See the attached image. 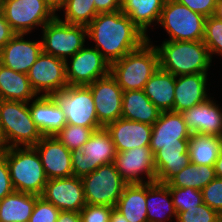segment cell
<instances>
[{"mask_svg": "<svg viewBox=\"0 0 222 222\" xmlns=\"http://www.w3.org/2000/svg\"><path fill=\"white\" fill-rule=\"evenodd\" d=\"M87 35L96 42L95 48L110 65L148 40V35L121 10L97 14L87 25Z\"/></svg>", "mask_w": 222, "mask_h": 222, "instance_id": "1", "label": "cell"}, {"mask_svg": "<svg viewBox=\"0 0 222 222\" xmlns=\"http://www.w3.org/2000/svg\"><path fill=\"white\" fill-rule=\"evenodd\" d=\"M159 55V68L174 76L207 74L212 58L203 40L164 41L155 46Z\"/></svg>", "mask_w": 222, "mask_h": 222, "instance_id": "2", "label": "cell"}, {"mask_svg": "<svg viewBox=\"0 0 222 222\" xmlns=\"http://www.w3.org/2000/svg\"><path fill=\"white\" fill-rule=\"evenodd\" d=\"M159 69V55L148 40L138 49L111 64L110 74L123 91L144 90L146 82Z\"/></svg>", "mask_w": 222, "mask_h": 222, "instance_id": "3", "label": "cell"}, {"mask_svg": "<svg viewBox=\"0 0 222 222\" xmlns=\"http://www.w3.org/2000/svg\"><path fill=\"white\" fill-rule=\"evenodd\" d=\"M6 160L14 190L41 196L48 179L36 149L6 148Z\"/></svg>", "mask_w": 222, "mask_h": 222, "instance_id": "4", "label": "cell"}, {"mask_svg": "<svg viewBox=\"0 0 222 222\" xmlns=\"http://www.w3.org/2000/svg\"><path fill=\"white\" fill-rule=\"evenodd\" d=\"M27 105L23 101L0 100V131L5 148L34 146L43 137Z\"/></svg>", "mask_w": 222, "mask_h": 222, "instance_id": "5", "label": "cell"}, {"mask_svg": "<svg viewBox=\"0 0 222 222\" xmlns=\"http://www.w3.org/2000/svg\"><path fill=\"white\" fill-rule=\"evenodd\" d=\"M206 17L176 0H166L159 23L170 35L169 41H200L204 37Z\"/></svg>", "mask_w": 222, "mask_h": 222, "instance_id": "6", "label": "cell"}, {"mask_svg": "<svg viewBox=\"0 0 222 222\" xmlns=\"http://www.w3.org/2000/svg\"><path fill=\"white\" fill-rule=\"evenodd\" d=\"M116 148L106 128L95 130L82 148L71 151L73 176L82 177L99 166L114 163Z\"/></svg>", "mask_w": 222, "mask_h": 222, "instance_id": "7", "label": "cell"}, {"mask_svg": "<svg viewBox=\"0 0 222 222\" xmlns=\"http://www.w3.org/2000/svg\"><path fill=\"white\" fill-rule=\"evenodd\" d=\"M81 180L86 204L90 205L115 207L127 185L114 163L99 166Z\"/></svg>", "mask_w": 222, "mask_h": 222, "instance_id": "8", "label": "cell"}, {"mask_svg": "<svg viewBox=\"0 0 222 222\" xmlns=\"http://www.w3.org/2000/svg\"><path fill=\"white\" fill-rule=\"evenodd\" d=\"M42 28L44 53L66 61L85 46L87 26L65 23L56 16Z\"/></svg>", "mask_w": 222, "mask_h": 222, "instance_id": "9", "label": "cell"}, {"mask_svg": "<svg viewBox=\"0 0 222 222\" xmlns=\"http://www.w3.org/2000/svg\"><path fill=\"white\" fill-rule=\"evenodd\" d=\"M52 97L65 114L67 124L103 128L97 118L95 104L88 86H67Z\"/></svg>", "mask_w": 222, "mask_h": 222, "instance_id": "10", "label": "cell"}, {"mask_svg": "<svg viewBox=\"0 0 222 222\" xmlns=\"http://www.w3.org/2000/svg\"><path fill=\"white\" fill-rule=\"evenodd\" d=\"M3 16L16 34L31 32L34 26H44L56 14L45 0H4Z\"/></svg>", "mask_w": 222, "mask_h": 222, "instance_id": "11", "label": "cell"}, {"mask_svg": "<svg viewBox=\"0 0 222 222\" xmlns=\"http://www.w3.org/2000/svg\"><path fill=\"white\" fill-rule=\"evenodd\" d=\"M30 84L38 95L52 96L68 86L66 61L42 52L28 72Z\"/></svg>", "mask_w": 222, "mask_h": 222, "instance_id": "12", "label": "cell"}, {"mask_svg": "<svg viewBox=\"0 0 222 222\" xmlns=\"http://www.w3.org/2000/svg\"><path fill=\"white\" fill-rule=\"evenodd\" d=\"M71 60V67L66 60L68 86H88L110 74L111 65L96 48L83 47Z\"/></svg>", "mask_w": 222, "mask_h": 222, "instance_id": "13", "label": "cell"}, {"mask_svg": "<svg viewBox=\"0 0 222 222\" xmlns=\"http://www.w3.org/2000/svg\"><path fill=\"white\" fill-rule=\"evenodd\" d=\"M88 87L93 96L98 122L102 127L105 128L121 118L123 90L111 74L97 79Z\"/></svg>", "mask_w": 222, "mask_h": 222, "instance_id": "14", "label": "cell"}, {"mask_svg": "<svg viewBox=\"0 0 222 222\" xmlns=\"http://www.w3.org/2000/svg\"><path fill=\"white\" fill-rule=\"evenodd\" d=\"M116 170L127 184H142L156 182L154 154L150 146L133 148L117 152L114 160ZM147 175L148 181H143L140 174Z\"/></svg>", "mask_w": 222, "mask_h": 222, "instance_id": "15", "label": "cell"}, {"mask_svg": "<svg viewBox=\"0 0 222 222\" xmlns=\"http://www.w3.org/2000/svg\"><path fill=\"white\" fill-rule=\"evenodd\" d=\"M41 196L60 211L80 212L86 205L81 177L48 179Z\"/></svg>", "mask_w": 222, "mask_h": 222, "instance_id": "16", "label": "cell"}, {"mask_svg": "<svg viewBox=\"0 0 222 222\" xmlns=\"http://www.w3.org/2000/svg\"><path fill=\"white\" fill-rule=\"evenodd\" d=\"M33 147L40 156L47 179L73 176L71 151L55 136H43Z\"/></svg>", "mask_w": 222, "mask_h": 222, "instance_id": "17", "label": "cell"}, {"mask_svg": "<svg viewBox=\"0 0 222 222\" xmlns=\"http://www.w3.org/2000/svg\"><path fill=\"white\" fill-rule=\"evenodd\" d=\"M24 34H15L0 51V64L16 72L28 74L43 52L42 41H25Z\"/></svg>", "mask_w": 222, "mask_h": 222, "instance_id": "18", "label": "cell"}, {"mask_svg": "<svg viewBox=\"0 0 222 222\" xmlns=\"http://www.w3.org/2000/svg\"><path fill=\"white\" fill-rule=\"evenodd\" d=\"M192 133L187 128L181 113L161 112L155 124L152 125L150 148L153 154L157 145L189 144Z\"/></svg>", "mask_w": 222, "mask_h": 222, "instance_id": "19", "label": "cell"}, {"mask_svg": "<svg viewBox=\"0 0 222 222\" xmlns=\"http://www.w3.org/2000/svg\"><path fill=\"white\" fill-rule=\"evenodd\" d=\"M105 128L111 135L117 152L150 145L152 135V125L150 124L121 117Z\"/></svg>", "mask_w": 222, "mask_h": 222, "instance_id": "20", "label": "cell"}, {"mask_svg": "<svg viewBox=\"0 0 222 222\" xmlns=\"http://www.w3.org/2000/svg\"><path fill=\"white\" fill-rule=\"evenodd\" d=\"M181 115L192 134L222 137V112L213 100L208 98L205 102L181 112Z\"/></svg>", "mask_w": 222, "mask_h": 222, "instance_id": "21", "label": "cell"}, {"mask_svg": "<svg viewBox=\"0 0 222 222\" xmlns=\"http://www.w3.org/2000/svg\"><path fill=\"white\" fill-rule=\"evenodd\" d=\"M29 110L42 136H56L67 124L65 114L52 96H38L30 104Z\"/></svg>", "mask_w": 222, "mask_h": 222, "instance_id": "22", "label": "cell"}, {"mask_svg": "<svg viewBox=\"0 0 222 222\" xmlns=\"http://www.w3.org/2000/svg\"><path fill=\"white\" fill-rule=\"evenodd\" d=\"M189 144L157 145L154 154L156 182L167 183L190 163Z\"/></svg>", "mask_w": 222, "mask_h": 222, "instance_id": "23", "label": "cell"}, {"mask_svg": "<svg viewBox=\"0 0 222 222\" xmlns=\"http://www.w3.org/2000/svg\"><path fill=\"white\" fill-rule=\"evenodd\" d=\"M206 81L207 74L203 73L176 76L174 112L181 113L205 102L209 98Z\"/></svg>", "mask_w": 222, "mask_h": 222, "instance_id": "24", "label": "cell"}, {"mask_svg": "<svg viewBox=\"0 0 222 222\" xmlns=\"http://www.w3.org/2000/svg\"><path fill=\"white\" fill-rule=\"evenodd\" d=\"M175 84L176 76L159 68L146 82L144 92L161 112H174Z\"/></svg>", "mask_w": 222, "mask_h": 222, "instance_id": "25", "label": "cell"}, {"mask_svg": "<svg viewBox=\"0 0 222 222\" xmlns=\"http://www.w3.org/2000/svg\"><path fill=\"white\" fill-rule=\"evenodd\" d=\"M160 113L161 111L145 95L144 90L123 91L122 118L153 125Z\"/></svg>", "mask_w": 222, "mask_h": 222, "instance_id": "26", "label": "cell"}, {"mask_svg": "<svg viewBox=\"0 0 222 222\" xmlns=\"http://www.w3.org/2000/svg\"><path fill=\"white\" fill-rule=\"evenodd\" d=\"M36 96L27 74L0 64V100L30 102Z\"/></svg>", "mask_w": 222, "mask_h": 222, "instance_id": "27", "label": "cell"}, {"mask_svg": "<svg viewBox=\"0 0 222 222\" xmlns=\"http://www.w3.org/2000/svg\"><path fill=\"white\" fill-rule=\"evenodd\" d=\"M165 209L169 211V214H167L169 216L165 215ZM146 210L148 222H165L173 215L177 218V213L172 202L171 192L166 183H146ZM163 217L165 218L163 219Z\"/></svg>", "mask_w": 222, "mask_h": 222, "instance_id": "28", "label": "cell"}, {"mask_svg": "<svg viewBox=\"0 0 222 222\" xmlns=\"http://www.w3.org/2000/svg\"><path fill=\"white\" fill-rule=\"evenodd\" d=\"M128 222H148L146 210V183L127 184L114 207Z\"/></svg>", "mask_w": 222, "mask_h": 222, "instance_id": "29", "label": "cell"}, {"mask_svg": "<svg viewBox=\"0 0 222 222\" xmlns=\"http://www.w3.org/2000/svg\"><path fill=\"white\" fill-rule=\"evenodd\" d=\"M166 0H121V11L146 35L147 27L159 23Z\"/></svg>", "mask_w": 222, "mask_h": 222, "instance_id": "30", "label": "cell"}, {"mask_svg": "<svg viewBox=\"0 0 222 222\" xmlns=\"http://www.w3.org/2000/svg\"><path fill=\"white\" fill-rule=\"evenodd\" d=\"M38 197L14 190L0 201V222H29Z\"/></svg>", "mask_w": 222, "mask_h": 222, "instance_id": "31", "label": "cell"}, {"mask_svg": "<svg viewBox=\"0 0 222 222\" xmlns=\"http://www.w3.org/2000/svg\"><path fill=\"white\" fill-rule=\"evenodd\" d=\"M222 148V137L194 133L189 138L190 162L200 166H214Z\"/></svg>", "mask_w": 222, "mask_h": 222, "instance_id": "32", "label": "cell"}, {"mask_svg": "<svg viewBox=\"0 0 222 222\" xmlns=\"http://www.w3.org/2000/svg\"><path fill=\"white\" fill-rule=\"evenodd\" d=\"M214 166H197L189 163L179 173L174 175L166 184L168 187L186 188L202 190L215 178Z\"/></svg>", "mask_w": 222, "mask_h": 222, "instance_id": "33", "label": "cell"}, {"mask_svg": "<svg viewBox=\"0 0 222 222\" xmlns=\"http://www.w3.org/2000/svg\"><path fill=\"white\" fill-rule=\"evenodd\" d=\"M63 22L87 26L96 16L94 0H67Z\"/></svg>", "mask_w": 222, "mask_h": 222, "instance_id": "34", "label": "cell"}, {"mask_svg": "<svg viewBox=\"0 0 222 222\" xmlns=\"http://www.w3.org/2000/svg\"><path fill=\"white\" fill-rule=\"evenodd\" d=\"M101 128H88L66 124L55 136L70 151L82 148L91 134Z\"/></svg>", "mask_w": 222, "mask_h": 222, "instance_id": "35", "label": "cell"}, {"mask_svg": "<svg viewBox=\"0 0 222 222\" xmlns=\"http://www.w3.org/2000/svg\"><path fill=\"white\" fill-rule=\"evenodd\" d=\"M176 213L186 211L203 203L202 191L190 187H169Z\"/></svg>", "mask_w": 222, "mask_h": 222, "instance_id": "36", "label": "cell"}, {"mask_svg": "<svg viewBox=\"0 0 222 222\" xmlns=\"http://www.w3.org/2000/svg\"><path fill=\"white\" fill-rule=\"evenodd\" d=\"M203 42L210 56L217 53L222 55V20L216 16L206 18Z\"/></svg>", "mask_w": 222, "mask_h": 222, "instance_id": "37", "label": "cell"}, {"mask_svg": "<svg viewBox=\"0 0 222 222\" xmlns=\"http://www.w3.org/2000/svg\"><path fill=\"white\" fill-rule=\"evenodd\" d=\"M220 214L204 202L177 213V222H218Z\"/></svg>", "mask_w": 222, "mask_h": 222, "instance_id": "38", "label": "cell"}, {"mask_svg": "<svg viewBox=\"0 0 222 222\" xmlns=\"http://www.w3.org/2000/svg\"><path fill=\"white\" fill-rule=\"evenodd\" d=\"M60 210L42 196L36 199L29 222H56Z\"/></svg>", "mask_w": 222, "mask_h": 222, "instance_id": "39", "label": "cell"}, {"mask_svg": "<svg viewBox=\"0 0 222 222\" xmlns=\"http://www.w3.org/2000/svg\"><path fill=\"white\" fill-rule=\"evenodd\" d=\"M203 202L222 214V178L215 177L202 190Z\"/></svg>", "mask_w": 222, "mask_h": 222, "instance_id": "40", "label": "cell"}, {"mask_svg": "<svg viewBox=\"0 0 222 222\" xmlns=\"http://www.w3.org/2000/svg\"><path fill=\"white\" fill-rule=\"evenodd\" d=\"M114 207L86 204L80 213L81 222H110Z\"/></svg>", "mask_w": 222, "mask_h": 222, "instance_id": "41", "label": "cell"}, {"mask_svg": "<svg viewBox=\"0 0 222 222\" xmlns=\"http://www.w3.org/2000/svg\"><path fill=\"white\" fill-rule=\"evenodd\" d=\"M13 191L14 188L11 183V177L6 160V148H4L0 151V201Z\"/></svg>", "mask_w": 222, "mask_h": 222, "instance_id": "42", "label": "cell"}, {"mask_svg": "<svg viewBox=\"0 0 222 222\" xmlns=\"http://www.w3.org/2000/svg\"><path fill=\"white\" fill-rule=\"evenodd\" d=\"M178 3L187 6L190 10L200 13L203 16H213L217 0H176Z\"/></svg>", "mask_w": 222, "mask_h": 222, "instance_id": "43", "label": "cell"}, {"mask_svg": "<svg viewBox=\"0 0 222 222\" xmlns=\"http://www.w3.org/2000/svg\"><path fill=\"white\" fill-rule=\"evenodd\" d=\"M96 12L111 13L121 10V0H94Z\"/></svg>", "mask_w": 222, "mask_h": 222, "instance_id": "44", "label": "cell"}, {"mask_svg": "<svg viewBox=\"0 0 222 222\" xmlns=\"http://www.w3.org/2000/svg\"><path fill=\"white\" fill-rule=\"evenodd\" d=\"M16 33L12 30L10 24L4 18L0 16V51L2 48L13 38Z\"/></svg>", "mask_w": 222, "mask_h": 222, "instance_id": "45", "label": "cell"}, {"mask_svg": "<svg viewBox=\"0 0 222 222\" xmlns=\"http://www.w3.org/2000/svg\"><path fill=\"white\" fill-rule=\"evenodd\" d=\"M56 222H81L80 213L75 211H60Z\"/></svg>", "mask_w": 222, "mask_h": 222, "instance_id": "46", "label": "cell"}, {"mask_svg": "<svg viewBox=\"0 0 222 222\" xmlns=\"http://www.w3.org/2000/svg\"><path fill=\"white\" fill-rule=\"evenodd\" d=\"M45 2L55 13L56 11H58L59 9L61 10L65 6L67 0H45Z\"/></svg>", "mask_w": 222, "mask_h": 222, "instance_id": "47", "label": "cell"}, {"mask_svg": "<svg viewBox=\"0 0 222 222\" xmlns=\"http://www.w3.org/2000/svg\"><path fill=\"white\" fill-rule=\"evenodd\" d=\"M215 176L222 178V148L220 154L214 164Z\"/></svg>", "mask_w": 222, "mask_h": 222, "instance_id": "48", "label": "cell"}, {"mask_svg": "<svg viewBox=\"0 0 222 222\" xmlns=\"http://www.w3.org/2000/svg\"><path fill=\"white\" fill-rule=\"evenodd\" d=\"M110 222H128L127 219L115 208L112 210Z\"/></svg>", "mask_w": 222, "mask_h": 222, "instance_id": "49", "label": "cell"}, {"mask_svg": "<svg viewBox=\"0 0 222 222\" xmlns=\"http://www.w3.org/2000/svg\"><path fill=\"white\" fill-rule=\"evenodd\" d=\"M214 16L222 20V0H217Z\"/></svg>", "mask_w": 222, "mask_h": 222, "instance_id": "50", "label": "cell"}, {"mask_svg": "<svg viewBox=\"0 0 222 222\" xmlns=\"http://www.w3.org/2000/svg\"><path fill=\"white\" fill-rule=\"evenodd\" d=\"M4 148H5L4 140L0 131V151H2Z\"/></svg>", "mask_w": 222, "mask_h": 222, "instance_id": "51", "label": "cell"}, {"mask_svg": "<svg viewBox=\"0 0 222 222\" xmlns=\"http://www.w3.org/2000/svg\"><path fill=\"white\" fill-rule=\"evenodd\" d=\"M3 2L4 0H0V16L3 15Z\"/></svg>", "mask_w": 222, "mask_h": 222, "instance_id": "52", "label": "cell"}, {"mask_svg": "<svg viewBox=\"0 0 222 222\" xmlns=\"http://www.w3.org/2000/svg\"><path fill=\"white\" fill-rule=\"evenodd\" d=\"M218 222H222V214L220 215Z\"/></svg>", "mask_w": 222, "mask_h": 222, "instance_id": "53", "label": "cell"}]
</instances>
